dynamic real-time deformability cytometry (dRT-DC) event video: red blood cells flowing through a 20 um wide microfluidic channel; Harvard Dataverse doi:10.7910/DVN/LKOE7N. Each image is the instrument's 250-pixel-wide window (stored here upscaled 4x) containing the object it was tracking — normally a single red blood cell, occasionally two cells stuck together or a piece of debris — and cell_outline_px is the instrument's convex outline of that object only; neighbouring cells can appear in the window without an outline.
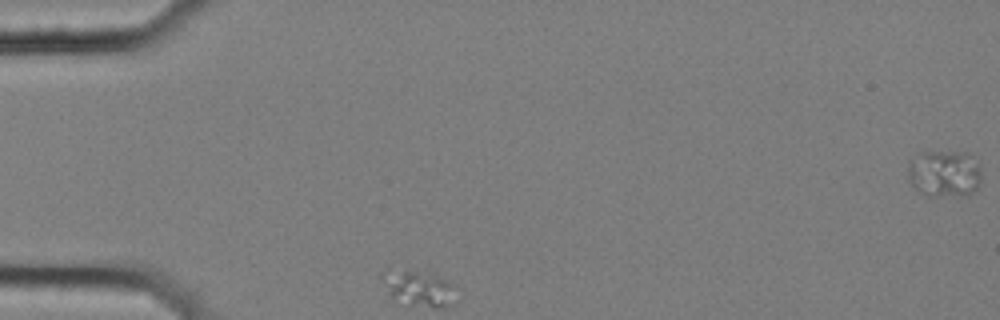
{"species": "common noctule bat (a hibernating species)", "species_latin": "Nyctalus noctula", "temperature_condition": "cold", "stored_images_in_passage": 4, "camera_frame_rate_fps": 3000, "um_per_image_px": 0.085, "animal": {"sex": "female", "body_mass_g": 25.1}, "frame": {"image": 1, "passage_image": 1, "time_ms": 0.0, "image_size_px": [1000, 320], "cell_outline_px": [[980, 180], [976, 188], [968, 196], [928, 196], [920, 192], [908, 180], [908, 160], [912, 156], [920, 152], [968, 152], [980, 168]], "centroid_in_image_um": [80.23, 14.75], "position_along_channel_um": 4.8, "area_um2": 20.35}}